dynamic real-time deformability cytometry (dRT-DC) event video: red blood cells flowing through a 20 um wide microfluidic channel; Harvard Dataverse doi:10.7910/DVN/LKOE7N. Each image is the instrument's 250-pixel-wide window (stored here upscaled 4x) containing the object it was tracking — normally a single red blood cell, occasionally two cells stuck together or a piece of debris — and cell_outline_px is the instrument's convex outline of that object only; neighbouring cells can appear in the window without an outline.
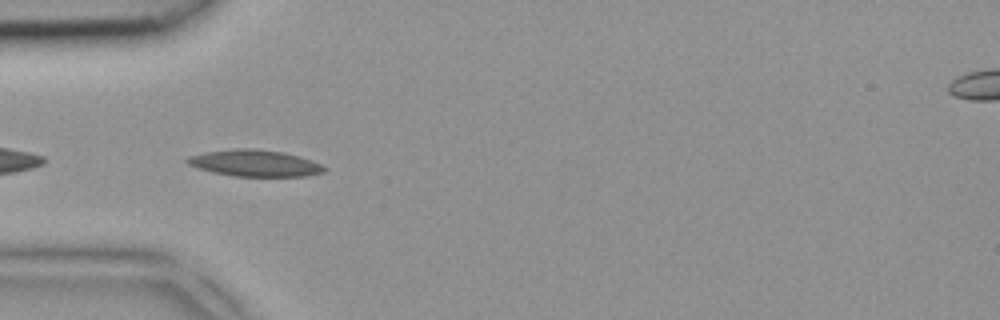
{"species": "common noctule bat (a hibernating species)", "species_latin": "Nyctalus noctula", "temperature_condition": "room temperature", "stored_images_in_passage": 5, "camera_frame_rate_fps": 3000, "um_per_image_px": 0.085, "animal": {"sex": "female", "body_mass_g": 18.4}, "frame": {"image": 1, "passage_image": 4, "time_ms": 1.0, "image_size_px": [1000, 320], "cell_outline_px": [[328, 168], [324, 172], [308, 176], [236, 176], [212, 172], [188, 164], [184, 160], [188, 156], [204, 152], [236, 148], [256, 148], [284, 152], [300, 156], [312, 160]], "centroid_in_image_um": [21.68, 13.86], "position_along_channel_um": 63.3, "area_um2": 21.33}}